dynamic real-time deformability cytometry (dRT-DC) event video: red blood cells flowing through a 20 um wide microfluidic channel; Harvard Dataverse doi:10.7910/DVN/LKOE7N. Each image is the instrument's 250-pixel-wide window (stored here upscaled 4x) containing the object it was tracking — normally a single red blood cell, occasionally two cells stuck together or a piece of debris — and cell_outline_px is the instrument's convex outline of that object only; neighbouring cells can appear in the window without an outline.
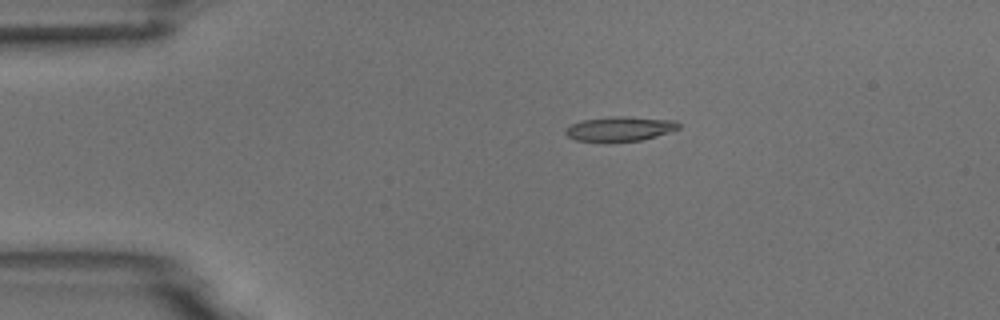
{"species": "common noctule bat (a hibernating species)", "species_latin": "Nyctalus noctula", "temperature_condition": "room temperature", "stored_images_in_passage": 44, "camera_frame_rate_fps": 3000, "um_per_image_px": 0.085, "animal": {"sex": "male", "body_mass_g": 18.8}, "frame": {"image": 1, "passage_image": 1, "time_ms": 0.0, "image_size_px": [1000, 320], "cell_outline_px": [[680, 128], [656, 136], [640, 140], [608, 144], [576, 140], [568, 136], [564, 132], [564, 128], [580, 120], [616, 116], [624, 116], [676, 120], [680, 124]], "centroid_in_image_um": [52.64, 10.97], "position_along_channel_um": 32.4, "area_um2": 16.76}}
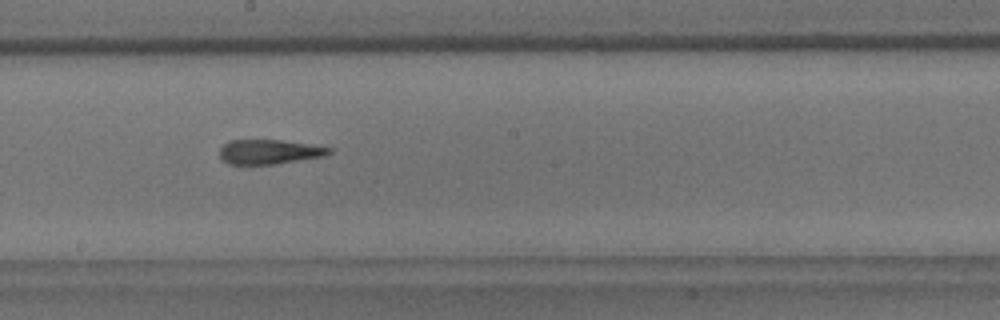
{"frame": {"image": 2, "passage_image": 20, "time_ms": 6.333, "image_size_px": [1000, 320], "cell_outline_px": [[332, 152], [324, 156], [276, 164], [228, 164], [220, 160], [220, 148], [228, 140], [280, 140], [308, 144], [332, 148]], "centroid_in_image_um": [22.85, 12.91], "position_along_channel_um": 225.4, "area_um2": 15.66}}
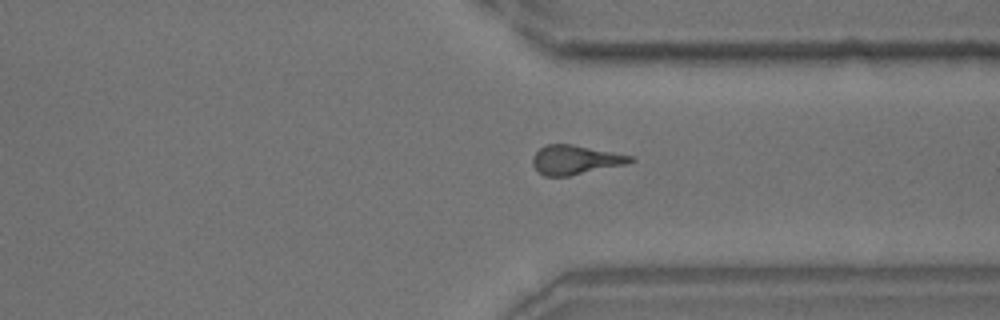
{"frame": {"image": 3, "passage_image": 31, "time_ms": 10.0, "image_size_px": [1000, 320], "cell_outline_px": [[636, 160], [624, 164], [568, 176], [544, 176], [532, 164], [532, 156], [540, 148], [548, 144], [572, 144], [636, 156]], "centroid_in_image_um": [48.92, 13.57], "position_along_channel_um": 362.5, "area_um2": 16.53}, "authors_computed_cell_mechanics": {"area_um2": 16.4152, "velocity_mm_per_s": 3.743, "shape_relaxation_time_tau1_ms": 8.8537, "shape_relaxation_time_tau2_ms": 3.376, "deformation_change_tau1": 0.2797, "deformation_change_tau2": 0.1633}}